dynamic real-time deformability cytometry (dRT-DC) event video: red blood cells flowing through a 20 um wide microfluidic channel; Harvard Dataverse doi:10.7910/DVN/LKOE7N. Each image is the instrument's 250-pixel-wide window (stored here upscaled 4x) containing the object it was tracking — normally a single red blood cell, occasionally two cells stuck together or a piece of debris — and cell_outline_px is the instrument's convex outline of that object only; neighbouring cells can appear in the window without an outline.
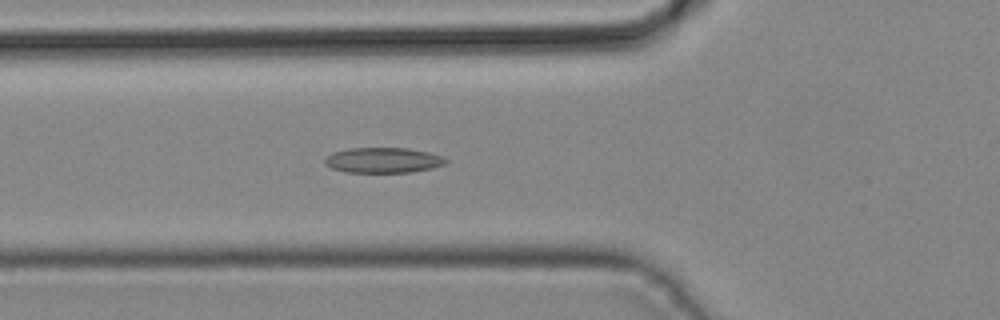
{"species": "common noctule bat (a hibernating species)", "species_latin": "Nyctalus noctula", "temperature_condition": "cold", "stored_images_in_passage": 42, "camera_frame_rate_fps": 3000, "um_per_image_px": 0.085, "animal": {"sex": "male", "body_mass_g": 19.2, "forearm_length_mm": 51.8}, "frame": {"image": 1, "passage_image": 15, "time_ms": 4.667, "image_size_px": [1000, 320], "cell_outline_px": [[448, 164], [432, 168], [412, 172], [344, 172], [332, 168], [324, 164], [324, 160], [332, 152], [348, 148], [408, 148], [428, 152], [444, 156], [448, 160]], "centroid_in_image_um": [32.6, 13.61], "position_along_channel_um": 93.2, "area_um2": 18.03}}
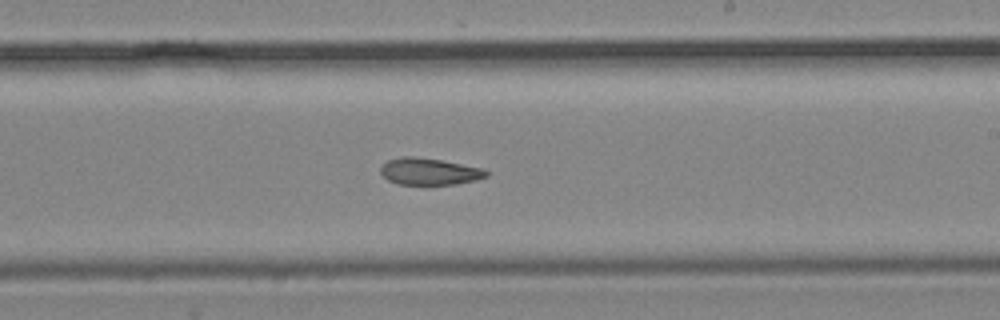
{"frame": {"image": 2, "passage_image": 25, "time_ms": 8.0, "image_size_px": [1000, 320], "cell_outline_px": [[488, 176], [476, 180], [456, 184], [396, 184], [388, 180], [380, 172], [380, 168], [388, 160], [404, 156], [412, 156], [440, 160], [484, 168], [488, 172]], "centroid_in_image_um": [36.5, 14.58], "position_along_channel_um": 252.5, "area_um2": 16.42}}
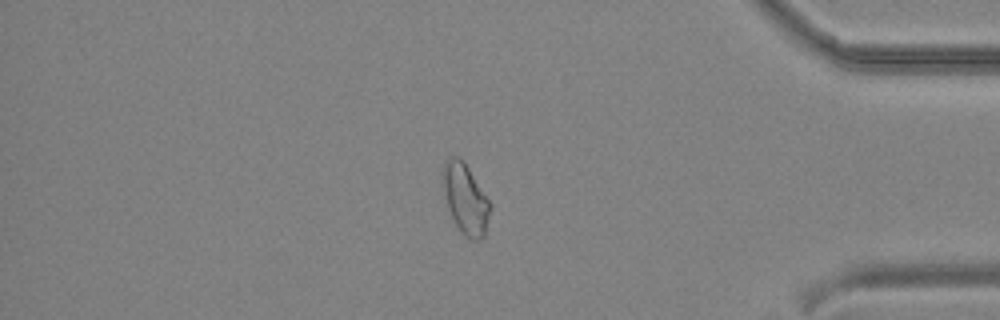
{"frame": {"image": 3, "passage_image": 36, "time_ms": 11.667, "image_size_px": [1000, 320], "cell_outline_px": [[492, 208], [484, 236], [480, 240], [472, 240], [464, 236], [456, 224], [448, 208], [444, 196], [440, 180], [440, 176], [444, 160], [448, 156], [460, 156], [492, 204]], "centroid_in_image_um": [39.53, 16.87], "position_along_channel_um": 395.7, "area_um2": 19.83}}